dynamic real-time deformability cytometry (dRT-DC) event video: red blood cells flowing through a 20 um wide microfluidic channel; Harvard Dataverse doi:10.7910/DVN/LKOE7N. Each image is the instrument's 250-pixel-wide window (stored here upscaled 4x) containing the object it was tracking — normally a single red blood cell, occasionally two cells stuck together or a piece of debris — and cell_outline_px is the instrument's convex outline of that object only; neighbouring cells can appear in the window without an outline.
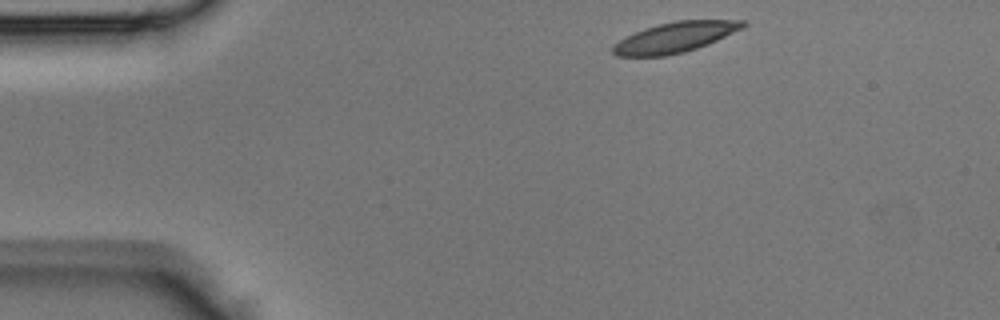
{"species": "Egyptian fruit bat (a non-hibernating species)", "species_latin": "Rousettus aegyptiacus", "temperature_condition": "room temperature", "stored_images_in_passage": 38, "camera_frame_rate_fps": 3000, "um_per_image_px": 0.085, "animal": {"sex": "male"}, "frame": {"image": 1, "passage_image": 1, "time_ms": 0.0, "image_size_px": [1000, 320], "cell_outline_px": [[748, 24], [744, 28], [708, 44], [684, 52], [664, 56], [616, 56], [612, 52], [612, 48], [624, 36], [644, 28], [676, 20], [744, 20]], "centroid_in_image_um": [57.4, 3.16], "position_along_channel_um": 27.6, "area_um2": 22.95}}
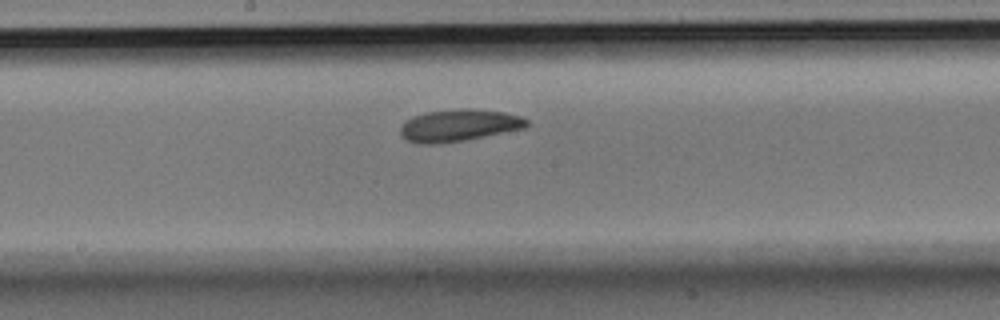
{"frame": {"image": 2, "passage_image": 17, "time_ms": 5.333, "image_size_px": [1000, 320], "cell_outline_px": [[528, 124], [524, 128], [464, 140], [440, 144], [416, 144], [408, 140], [400, 132], [400, 128], [412, 116], [428, 112], [456, 108], [468, 108], [504, 112], [520, 116], [528, 120]], "centroid_in_image_um": [39.0, 10.65], "position_along_channel_um": 209.2, "area_um2": 23.41}}
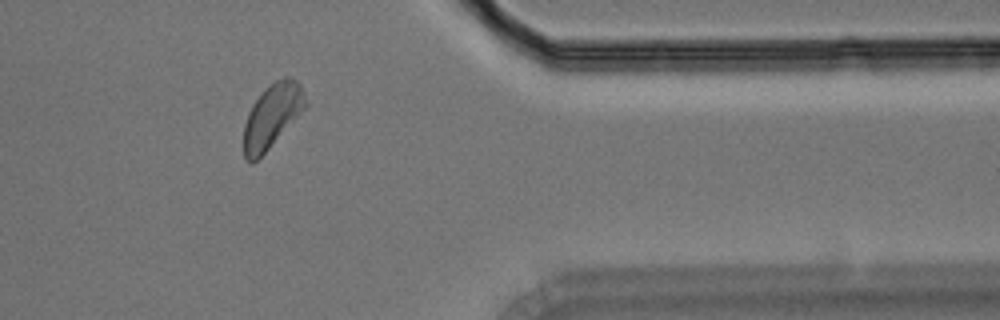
{"frame": {"image": 3, "passage_image": 30, "time_ms": 9.667, "image_size_px": [1000, 320], "cell_outline_px": [[308, 104], [268, 148], [252, 164], [244, 156], [244, 124], [248, 112], [252, 104], [264, 88], [276, 80], [284, 76], [288, 76], [296, 80], [300, 84], [304, 92]], "centroid_in_image_um": [23.12, 9.8], "position_along_channel_um": 388.3, "area_um2": 22.6}}